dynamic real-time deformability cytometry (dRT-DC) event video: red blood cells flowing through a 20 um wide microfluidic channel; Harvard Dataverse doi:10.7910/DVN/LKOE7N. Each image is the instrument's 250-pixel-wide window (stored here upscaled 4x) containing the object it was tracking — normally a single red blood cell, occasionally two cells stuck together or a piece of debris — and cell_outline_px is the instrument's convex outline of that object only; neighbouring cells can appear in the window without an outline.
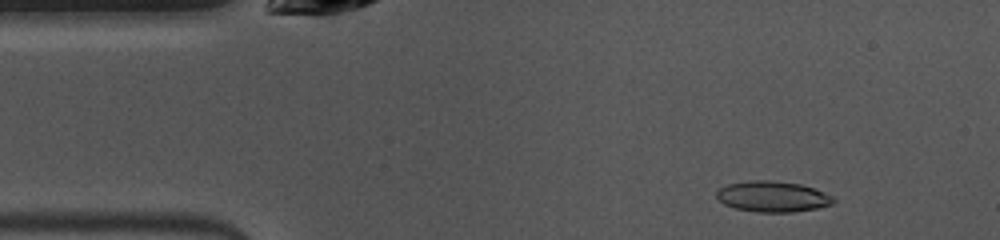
{"species": "common noctule bat (a hibernating species)", "species_latin": "Nyctalus noctula", "temperature_condition": "warm", "stored_images_in_passage": 48, "camera_frame_rate_fps": 3000, "um_per_image_px": 0.085, "animal": {"sex": "female", "body_mass_g": 10.0, "forearm_length_mm": 53.1}, "frame": {"image": 1, "passage_image": 5, "time_ms": 1.333, "image_size_px": [1000, 240], "cell_outline_px": [[836, 200], [832, 204], [816, 208], [792, 212], [756, 212], [736, 208], [724, 204], [716, 196], [716, 192], [720, 188], [728, 184], [752, 180], [768, 180], [800, 184], [812, 188], [832, 196]], "centroid_in_image_um": [65.66, 16.71], "position_along_channel_um": 19.3, "area_um2": 20.69}}
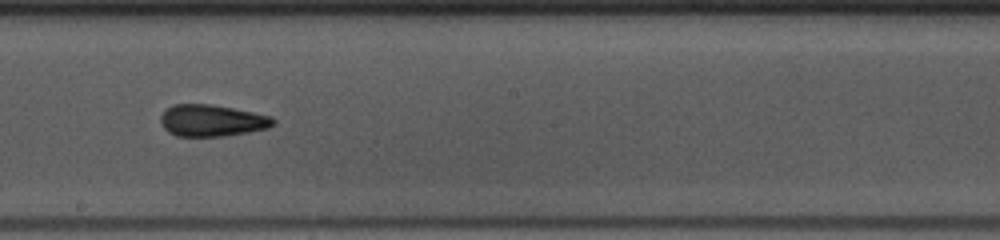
{"frame": {"image": 2, "passage_image": 25, "time_ms": 8.0, "image_size_px": [1000, 240], "cell_outline_px": [[276, 124], [268, 128], [248, 132], [224, 136], [176, 136], [168, 132], [164, 128], [160, 120], [160, 116], [168, 108], [176, 104], [212, 104], [272, 116], [276, 120]], "centroid_in_image_um": [18.04, 10.25], "position_along_channel_um": 230.2, "area_um2": 20.81}}
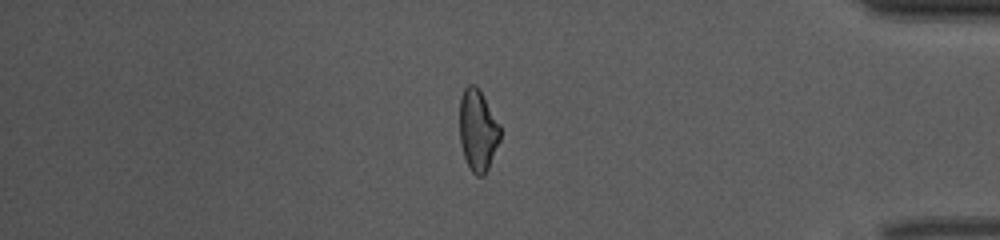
{"frame": {"image": 3, "passage_image": 40, "time_ms": 13.0, "image_size_px": [1000, 240], "cell_outline_px": [[500, 140], [488, 168], [484, 176], [476, 176], [472, 172], [464, 156], [460, 144], [460, 96], [464, 88], [468, 84], [476, 84], [480, 88], [500, 124]], "centroid_in_image_um": [40.62, 11.03], "position_along_channel_um": 394.6, "area_um2": 19.54}, "authors_computed_cell_mechanics": {"area_um2": 20.3167, "velocity_mm_per_s": 4.007, "shape_relaxation_time_tau1_ms": 10.4487, "shape_relaxation_time_tau2_ms": 2.6552, "deformation_change_tau1": 0.2215, "deformation_change_tau2": 0.1101}}